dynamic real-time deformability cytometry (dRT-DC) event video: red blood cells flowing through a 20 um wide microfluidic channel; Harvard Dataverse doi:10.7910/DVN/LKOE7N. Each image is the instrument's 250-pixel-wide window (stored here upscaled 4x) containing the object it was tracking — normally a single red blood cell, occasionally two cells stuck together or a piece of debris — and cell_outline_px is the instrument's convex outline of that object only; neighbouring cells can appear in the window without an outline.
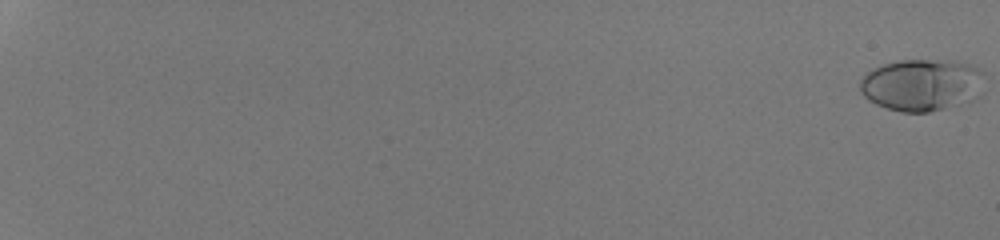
{"species": "human", "species_latin": "Homo sapiens", "temperature_condition": "room temperature", "stored_images_in_passage": 54, "camera_frame_rate_fps": 3000, "um_per_image_px": 0.085, "donor": {"sex": "male"}, "frame": {"image": 1, "passage_image": 1, "time_ms": 0.0, "image_size_px": [1000, 240], "cell_outline_px": [[984, 72], [980, 96], [972, 100], [944, 108], [928, 112], [900, 112], [876, 104], [868, 100], [860, 92], [860, 80], [868, 72], [884, 64], [900, 60], [956, 60], [968, 64]], "centroid_in_image_um": [78.36, 7.21], "position_along_channel_um": 6.6, "area_um2": 37.74}}
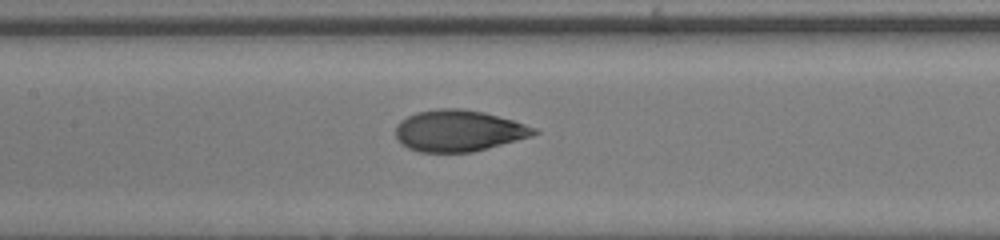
{"frame": {"image": 2, "passage_image": 32, "time_ms": 10.333, "image_size_px": [1000, 240], "cell_outline_px": [[540, 132], [532, 136], [488, 148], [472, 152], [420, 152], [408, 148], [400, 144], [396, 140], [396, 124], [400, 120], [416, 112], [440, 108], [460, 108], [484, 112], [512, 120], [536, 128]], "centroid_in_image_um": [38.95, 11.11], "position_along_channel_um": 168.5, "area_um2": 33.47}}
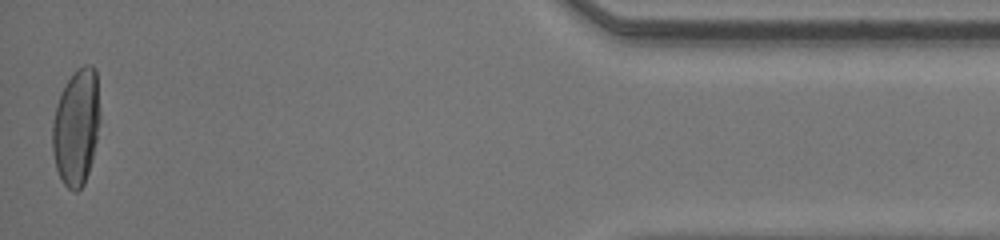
{"frame": {"image": 3, "passage_image": 54, "time_ms": 17.667, "image_size_px": [1000, 240], "cell_outline_px": [[100, 120], [92, 160], [84, 184], [76, 192], [72, 192], [64, 184], [56, 168], [52, 152], [52, 124], [56, 104], [60, 92], [68, 80], [84, 64], [92, 64], [96, 68], [100, 112]], "centroid_in_image_um": [6.49, 10.8], "position_along_channel_um": 428.7, "area_um2": 32.48}, "authors_computed_cell_mechanics": {"area_um2": 33.4373, "velocity_mm_per_s": 4.3165, "shape_relaxation_time_tau1_ms": 4.0303, "shape_relaxation_time_tau2_ms": null, "deformation_change_tau1": 0.219, "deformation_change_tau2": null}}